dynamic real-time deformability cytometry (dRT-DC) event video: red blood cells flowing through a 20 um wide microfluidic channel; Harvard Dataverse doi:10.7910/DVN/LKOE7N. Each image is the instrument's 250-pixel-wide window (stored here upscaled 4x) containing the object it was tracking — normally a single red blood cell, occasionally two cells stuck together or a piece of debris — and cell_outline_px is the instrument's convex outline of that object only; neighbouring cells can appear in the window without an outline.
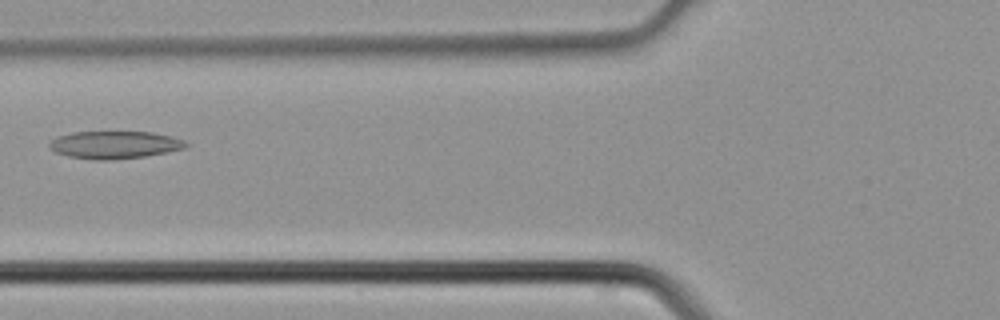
{"species": "common noctule bat (a hibernating species)", "species_latin": "Nyctalus noctula", "temperature_condition": "cold", "stored_images_in_passage": 3, "camera_frame_rate_fps": 3000, "um_per_image_px": 0.085, "animal": {"sex": "male", "body_mass_g": 21.5, "forearm_length_mm": 52.0}, "frame": {"image": 1, "passage_image": 3, "time_ms": 0.667, "image_size_px": [1000, 320], "cell_outline_px": [[192, 144], [184, 148], [144, 156], [112, 160], [92, 160], [68, 156], [56, 152], [48, 148], [48, 144], [52, 140], [60, 136], [72, 132], [152, 132], [172, 136], [184, 140]], "centroid_in_image_um": [9.75, 12.31], "position_along_channel_um": 116.1, "area_um2": 21.91}}